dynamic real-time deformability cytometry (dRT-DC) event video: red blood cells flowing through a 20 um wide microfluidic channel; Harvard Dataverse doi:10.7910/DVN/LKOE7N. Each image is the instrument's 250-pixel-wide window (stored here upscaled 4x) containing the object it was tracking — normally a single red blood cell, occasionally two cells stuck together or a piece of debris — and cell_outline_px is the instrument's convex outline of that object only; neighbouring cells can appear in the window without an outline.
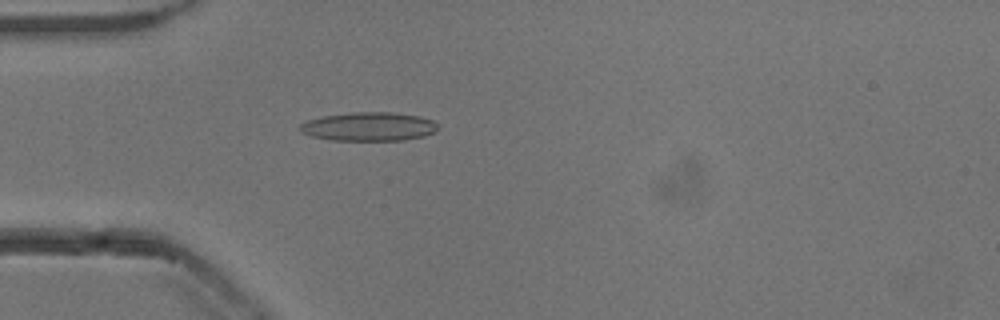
{"species": "common noctule bat (a hibernating species)", "species_latin": "Nyctalus noctula", "temperature_condition": "cold", "stored_images_in_passage": 37, "camera_frame_rate_fps": 3000, "um_per_image_px": 0.085, "animal": {"sex": "male", "body_mass_g": 13.3}, "frame": {"image": 1, "passage_image": 2, "time_ms": 0.333, "image_size_px": [1000, 320], "cell_outline_px": [[440, 128], [436, 132], [424, 136], [404, 140], [332, 140], [312, 136], [300, 132], [296, 128], [300, 124], [308, 120], [324, 116], [352, 112], [392, 112], [420, 116], [432, 120]], "centroid_in_image_um": [31.36, 10.76], "position_along_channel_um": 53.6, "area_um2": 23.24}}
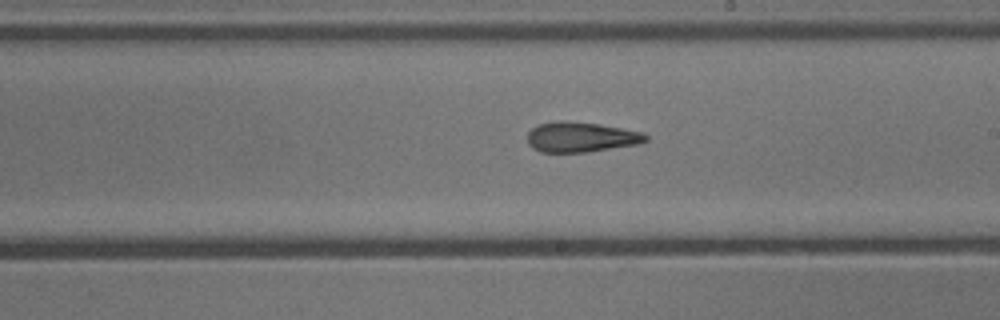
{"frame": {"image": 2, "passage_image": 17, "time_ms": 5.333, "image_size_px": [1000, 320], "cell_outline_px": [[648, 140], [640, 144], [588, 152], [540, 152], [532, 148], [528, 144], [528, 132], [536, 124], [556, 120], [564, 120], [600, 124], [640, 132], [648, 136]], "centroid_in_image_um": [49.35, 11.65], "position_along_channel_um": 239.7, "area_um2": 20.98}}
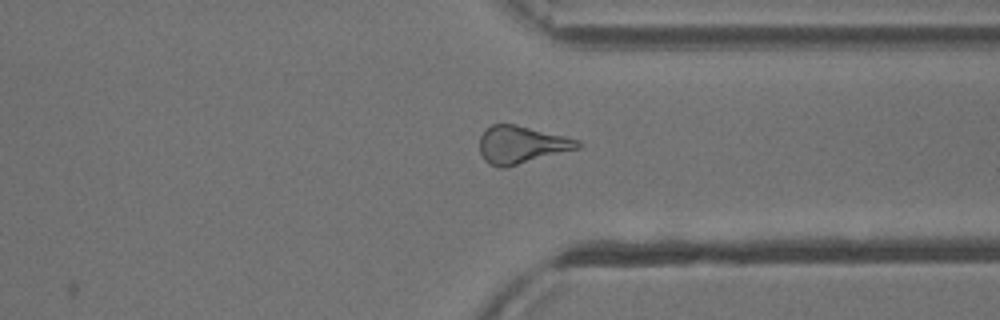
{"frame": {"image": 3, "passage_image": 27, "time_ms": 8.667, "image_size_px": [1000, 320], "cell_outline_px": [[584, 144], [580, 148], [504, 168], [500, 168], [488, 164], [484, 160], [480, 152], [480, 136], [492, 124], [516, 124], [580, 140]], "centroid_in_image_um": [44.34, 12.31], "position_along_channel_um": 367.1, "area_um2": 21.5}, "authors_computed_cell_mechanics": {"area_um2": 20.6346, "velocity_mm_per_s": 3.8458, "shape_relaxation_time_tau1_ms": 4.1128, "shape_relaxation_time_tau2_ms": 2.732, "deformation_change_tau1": 0.1438, "deformation_change_tau2": 0.1395}}